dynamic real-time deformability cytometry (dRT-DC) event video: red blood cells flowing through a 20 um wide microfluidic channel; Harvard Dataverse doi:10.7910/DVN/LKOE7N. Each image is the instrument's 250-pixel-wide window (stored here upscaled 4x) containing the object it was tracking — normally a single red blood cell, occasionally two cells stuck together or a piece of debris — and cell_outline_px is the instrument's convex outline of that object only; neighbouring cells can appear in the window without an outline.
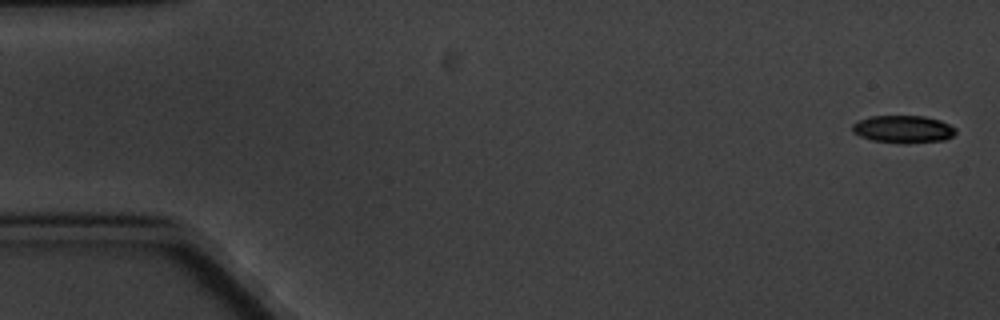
{"species": "common noctule bat (a hibernating species)", "species_latin": "Nyctalus noctula", "temperature_condition": "cold", "stored_images_in_passage": 6, "camera_frame_rate_fps": 3000, "um_per_image_px": 0.085, "animal": {"sex": "male", "body_mass_g": 20.1, "forearm_length_mm": 53.5}, "frame": {"image": 1, "passage_image": 1, "time_ms": 0.0, "image_size_px": [1000, 320], "cell_outline_px": [[956, 132], [952, 136], [944, 140], [908, 144], [872, 140], [860, 136], [852, 132], [852, 124], [860, 120], [872, 116], [924, 116], [940, 120], [956, 128]], "centroid_in_image_um": [76.78, 10.99], "position_along_channel_um": 8.2, "area_um2": 16.59}}
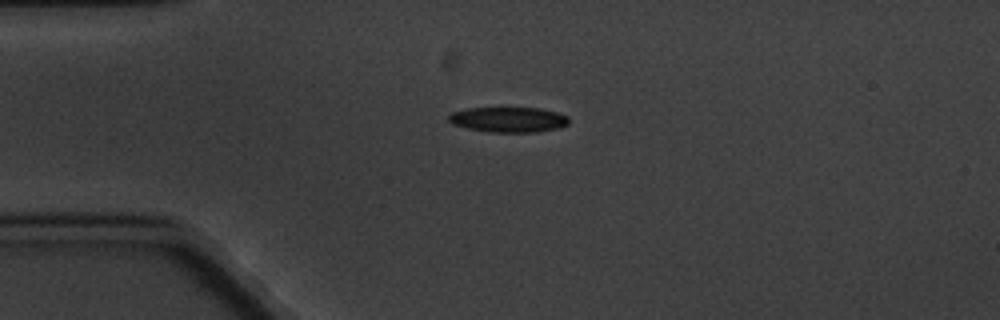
{"frame": {"image": 2, "passage_image": 4, "time_ms": 4.333, "image_size_px": [1000, 320], "cell_outline_px": [[568, 124], [556, 128], [536, 132], [488, 132], [468, 128], [452, 124], [448, 120], [448, 116], [452, 112], [468, 108], [540, 108], [556, 112], [568, 116]], "centroid_in_image_um": [43.2, 10.16], "position_along_channel_um": 41.8, "area_um2": 17.57}}